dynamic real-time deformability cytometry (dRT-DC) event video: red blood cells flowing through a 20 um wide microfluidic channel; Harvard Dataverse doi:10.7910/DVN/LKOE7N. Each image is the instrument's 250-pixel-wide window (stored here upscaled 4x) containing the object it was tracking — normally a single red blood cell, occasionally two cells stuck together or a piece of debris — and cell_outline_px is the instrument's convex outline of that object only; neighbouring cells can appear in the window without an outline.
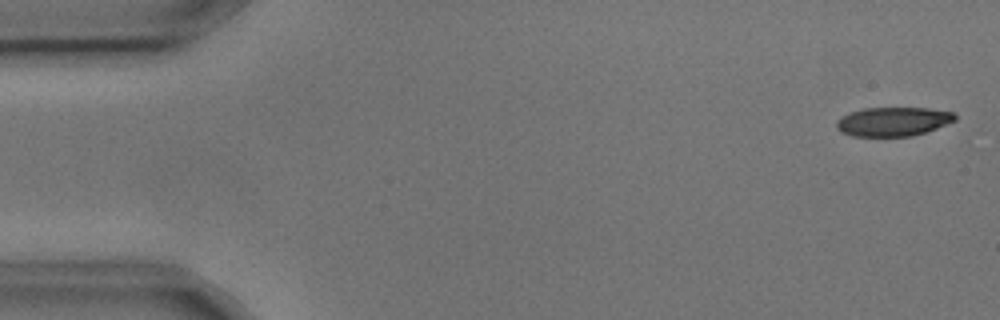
{"species": "common noctule bat (a hibernating species)", "species_latin": "Nyctalus noctula", "temperature_condition": "cold", "stored_images_in_passage": 5, "camera_frame_rate_fps": 3000, "um_per_image_px": 0.085, "animal": {"sex": "male", "body_mass_g": 17.9, "forearm_length_mm": 54.2}, "frame": {"image": 1, "passage_image": 1, "time_ms": 0.0, "image_size_px": [1000, 320], "cell_outline_px": [[956, 120], [936, 128], [912, 136], [852, 136], [840, 132], [836, 128], [836, 120], [852, 112], [864, 108], [928, 108], [952, 112], [956, 116]], "centroid_in_image_um": [75.89, 10.34], "position_along_channel_um": 9.1, "area_um2": 19.88}}